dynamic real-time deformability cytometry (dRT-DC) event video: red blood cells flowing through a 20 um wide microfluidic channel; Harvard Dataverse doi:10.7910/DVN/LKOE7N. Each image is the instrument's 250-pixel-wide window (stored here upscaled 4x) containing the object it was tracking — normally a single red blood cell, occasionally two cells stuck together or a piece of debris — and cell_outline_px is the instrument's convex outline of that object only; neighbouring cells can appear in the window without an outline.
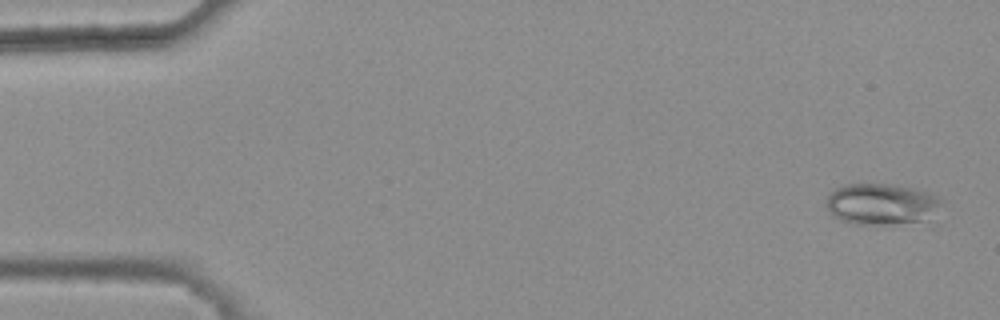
{"species": "common noctule bat (a hibernating species)", "species_latin": "Nyctalus noctula", "temperature_condition": "warm", "stored_images_in_passage": 46, "camera_frame_rate_fps": 3000, "um_per_image_px": 0.085, "animal": {"sex": "female", "body_mass_g": 25.1}, "frame": {"image": 1, "passage_image": 2, "time_ms": 0.333, "image_size_px": [1000, 320], "cell_outline_px": [[944, 200], [940, 204], [920, 220], [884, 224], [852, 224], [840, 220], [832, 216], [828, 212], [828, 192], [844, 184], [892, 184], [912, 188], [936, 196]], "centroid_in_image_um": [74.78, 17.32], "position_along_channel_um": 10.2, "area_um2": 26.88}}
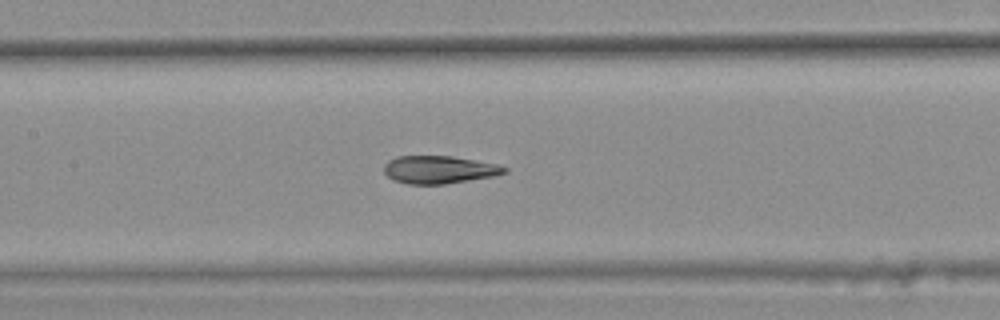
{"frame": {"image": 2, "passage_image": 25, "time_ms": 8.0, "image_size_px": [1000, 320], "cell_outline_px": [[508, 172], [496, 176], [444, 184], [408, 184], [392, 180], [384, 172], [384, 164], [388, 160], [396, 156], [452, 156], [500, 164], [508, 168]], "centroid_in_image_um": [37.35, 14.42], "position_along_channel_um": 170.0, "area_um2": 19.77}}
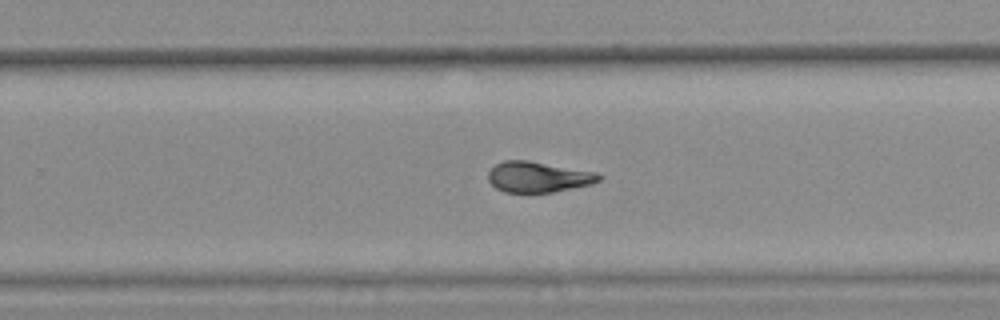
{"frame": {"image": 3, "passage_image": 34, "time_ms": 11.0, "image_size_px": [1000, 320], "cell_outline_px": [[604, 176], [600, 180], [592, 184], [552, 192], [504, 192], [496, 188], [488, 180], [488, 172], [496, 164], [504, 160], [528, 160], [596, 172]], "centroid_in_image_um": [45.75, 15.03], "position_along_channel_um": 284.0, "area_um2": 19.77}, "authors_computed_cell_mechanics": {"area_um2": 20.3745, "velocity_mm_per_s": 3.8112, "shape_relaxation_time_tau1_ms": null, "shape_relaxation_time_tau2_ms": 1.4896, "deformation_change_tau1": null, "deformation_change_tau2": 0.079}}